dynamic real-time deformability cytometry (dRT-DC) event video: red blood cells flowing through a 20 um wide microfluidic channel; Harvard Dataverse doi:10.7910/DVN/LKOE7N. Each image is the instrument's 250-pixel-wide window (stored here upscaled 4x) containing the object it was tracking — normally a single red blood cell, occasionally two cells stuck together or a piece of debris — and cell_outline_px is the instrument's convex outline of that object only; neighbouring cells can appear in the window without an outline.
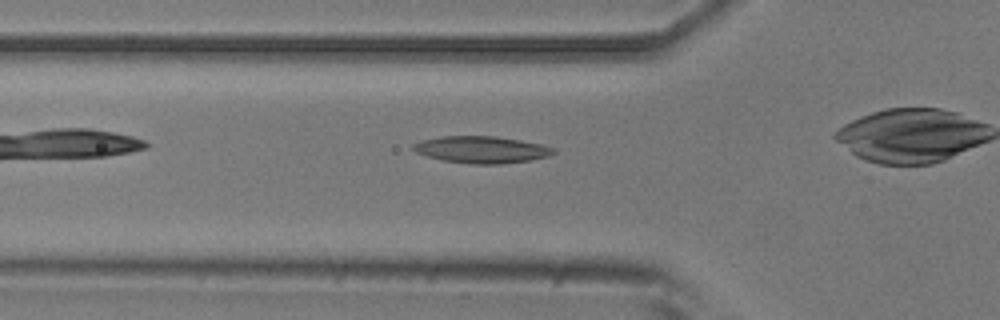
{"species": "common noctule bat (a hibernating species)", "species_latin": "Nyctalus noctula", "temperature_condition": "room temperature", "stored_images_in_passage": 28, "camera_frame_rate_fps": 3000, "um_per_image_px": 0.085, "animal": {"sex": "male", "body_mass_g": 20.5, "forearm_length_mm": 52.5}, "frame": {"image": 1, "passage_image": 3, "time_ms": 0.667, "image_size_px": [1000, 320], "cell_outline_px": [[556, 152], [548, 156], [532, 160], [500, 164], [472, 164], [444, 160], [428, 156], [416, 152], [412, 148], [412, 144], [424, 140], [440, 136], [496, 136], [520, 140], [540, 144], [552, 148]], "centroid_in_image_um": [40.93, 12.72], "position_along_channel_um": 84.9, "area_um2": 21.79}}
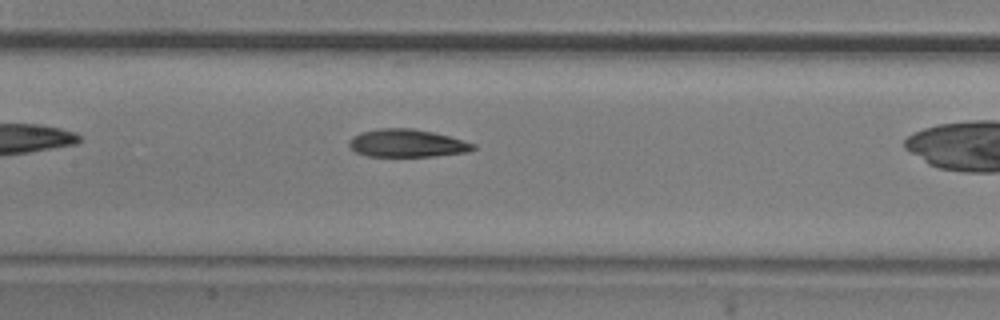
{"frame": {"image": 2, "passage_image": 10, "time_ms": 3.0, "image_size_px": [1000, 320], "cell_outline_px": [[476, 148], [468, 152], [436, 156], [368, 156], [356, 152], [348, 144], [348, 140], [352, 136], [360, 132], [380, 128], [412, 128], [432, 132], [448, 136], [476, 144]], "centroid_in_image_um": [34.58, 12.17], "position_along_channel_um": 172.8, "area_um2": 20.11}}
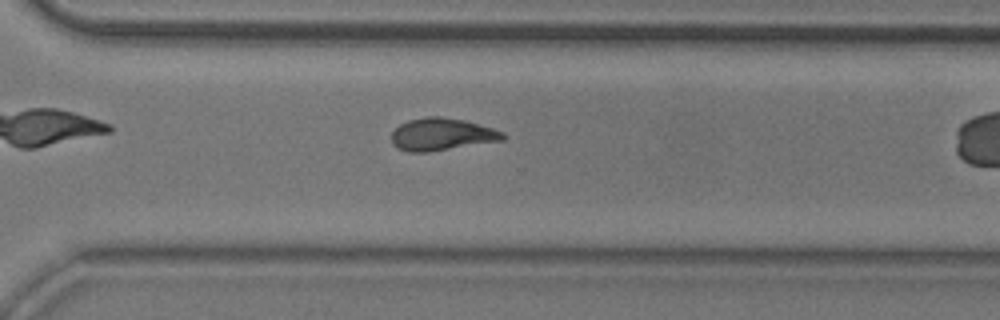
{"frame": {"image": 3, "passage_image": 23, "time_ms": 7.333, "image_size_px": [1000, 320], "cell_outline_px": [[508, 136], [504, 140], [428, 152], [408, 152], [400, 148], [392, 140], [392, 132], [400, 124], [408, 120], [424, 116], [440, 116], [464, 120], [492, 128], [504, 132]], "centroid_in_image_um": [37.59, 11.41], "position_along_channel_um": 333.0, "area_um2": 20.92}}